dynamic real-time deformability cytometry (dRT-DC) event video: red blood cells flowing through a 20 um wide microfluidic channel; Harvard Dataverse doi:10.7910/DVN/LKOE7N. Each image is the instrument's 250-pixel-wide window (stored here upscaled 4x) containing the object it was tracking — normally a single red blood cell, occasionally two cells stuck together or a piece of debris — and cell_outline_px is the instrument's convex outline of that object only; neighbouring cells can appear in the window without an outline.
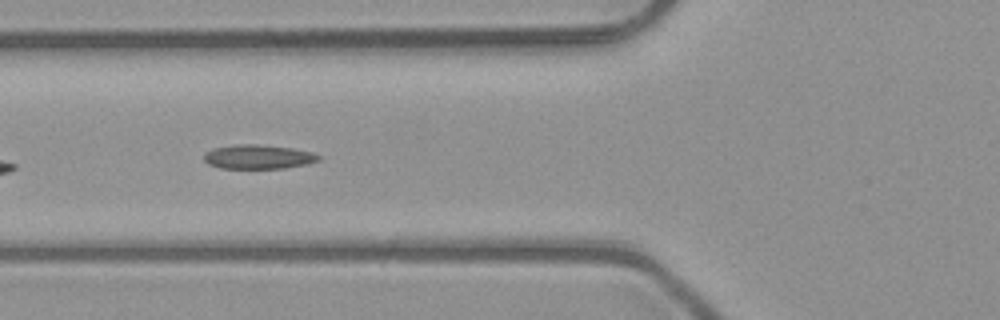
{"species": "common noctule bat (a hibernating species)", "species_latin": "Nyctalus noctula", "temperature_condition": "room temperature", "stored_images_in_passage": 10, "camera_frame_rate_fps": 3000, "um_per_image_px": 0.085, "animal": {"sex": "male", "body_mass_g": 23.1, "forearm_length_mm": 52.7}, "frame": {"image": 1, "passage_image": 6, "time_ms": 1.667, "image_size_px": [1000, 320], "cell_outline_px": [[320, 160], [308, 164], [284, 168], [220, 168], [208, 164], [204, 160], [204, 152], [212, 148], [236, 144], [256, 144], [292, 148], [312, 152], [320, 156]], "centroid_in_image_um": [21.93, 13.32], "position_along_channel_um": 103.9, "area_um2": 16.24}}
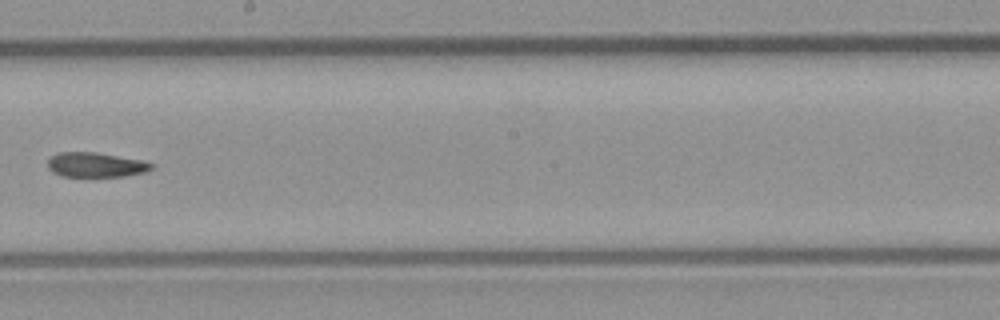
{"frame": {"image": 2, "passage_image": 9, "time_ms": 2.667, "image_size_px": [1000, 320], "cell_outline_px": [[156, 164], [152, 168], [144, 172], [124, 176], [64, 176], [52, 172], [48, 168], [48, 160], [52, 156], [60, 152], [96, 152], [140, 160]], "centroid_in_image_um": [8.13, 14.0], "position_along_channel_um": 240.1, "area_um2": 14.74}}
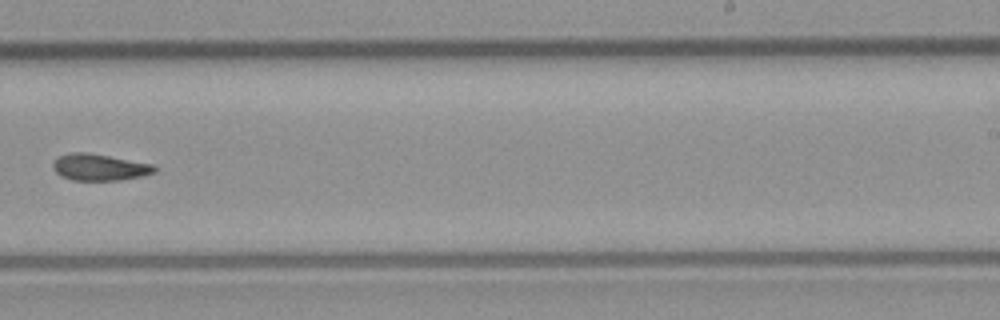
{"frame": {"image": 3, "passage_image": 10, "time_ms": 3.0, "image_size_px": [1000, 320], "cell_outline_px": [[156, 172], [140, 176], [120, 180], [72, 180], [60, 176], [52, 168], [52, 164], [60, 156], [68, 152], [88, 152], [152, 164], [156, 168]], "centroid_in_image_um": [8.42, 14.21], "position_along_channel_um": 280.6, "area_um2": 15.66}}